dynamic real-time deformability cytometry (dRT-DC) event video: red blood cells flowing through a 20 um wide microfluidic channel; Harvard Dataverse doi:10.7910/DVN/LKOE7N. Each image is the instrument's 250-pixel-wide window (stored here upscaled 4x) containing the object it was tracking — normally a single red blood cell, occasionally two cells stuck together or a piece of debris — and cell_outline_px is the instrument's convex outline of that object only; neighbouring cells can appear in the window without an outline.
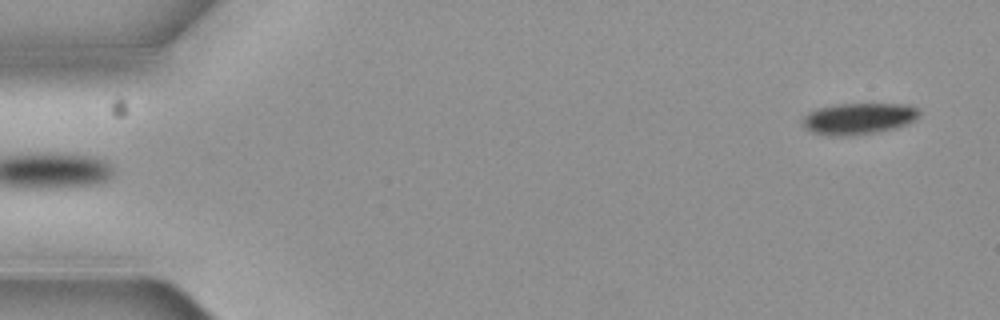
{"species": "common noctule bat (a hibernating species)", "species_latin": "Nyctalus noctula", "temperature_condition": "cold", "stored_images_in_passage": 4, "camera_frame_rate_fps": 3000, "um_per_image_px": 0.085, "animal": {"sex": "female", "body_mass_g": 19.3, "forearm_length_mm": 54.1}, "frame": {"image": 1, "passage_image": 4, "time_ms": 1.0, "image_size_px": [1000, 320], "cell_outline_px": [[920, 112], [908, 124], [896, 128], [876, 132], [812, 132], [804, 124], [804, 116], [808, 112], [816, 108], [836, 104], [900, 104], [916, 108]], "centroid_in_image_um": [73.03, 10.01], "position_along_channel_um": 12.0, "area_um2": 19.88}}